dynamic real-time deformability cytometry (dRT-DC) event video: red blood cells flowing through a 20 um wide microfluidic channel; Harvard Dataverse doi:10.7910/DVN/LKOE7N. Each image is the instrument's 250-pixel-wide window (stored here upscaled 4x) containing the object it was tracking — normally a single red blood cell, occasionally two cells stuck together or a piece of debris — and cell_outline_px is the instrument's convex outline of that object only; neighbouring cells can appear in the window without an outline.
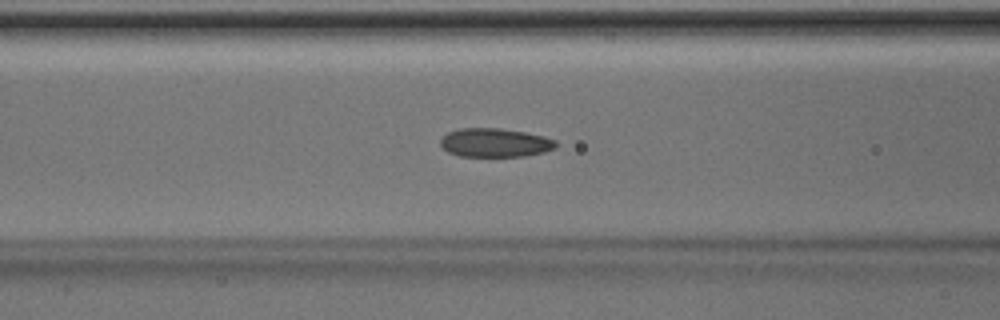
{"species": "Egyptian fruit bat (a non-hibernating species)", "species_latin": "Rousettus aegyptiacus", "temperature_condition": "room temperature", "stored_images_in_passage": 28, "camera_frame_rate_fps": 3000, "um_per_image_px": 0.085, "animal": {"sex": "male"}, "frame": {"image": 1, "passage_image": 5, "time_ms": 1.333, "image_size_px": [1000, 320], "cell_outline_px": [[556, 148], [544, 152], [524, 156], [460, 156], [448, 152], [440, 144], [440, 140], [448, 132], [460, 128], [500, 128], [524, 132], [544, 136], [556, 140]], "centroid_in_image_um": [42.08, 12.12], "position_along_channel_um": 124.5, "area_um2": 19.31}}
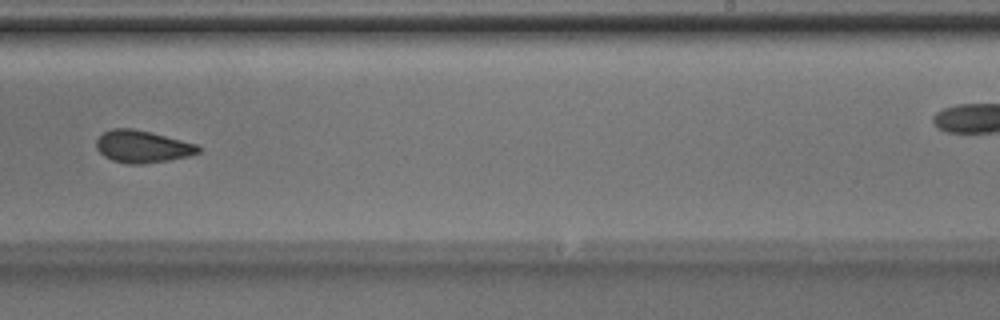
{"frame": {"image": 2, "passage_image": 16, "time_ms": 5.0, "image_size_px": [1000, 320], "cell_outline_px": [[200, 152], [188, 156], [168, 160], [144, 164], [128, 164], [112, 160], [104, 156], [96, 148], [96, 140], [104, 132], [112, 128], [132, 128], [196, 144], [200, 148]], "centroid_in_image_um": [12.07, 12.47], "position_along_channel_um": 276.9, "area_um2": 18.9}}
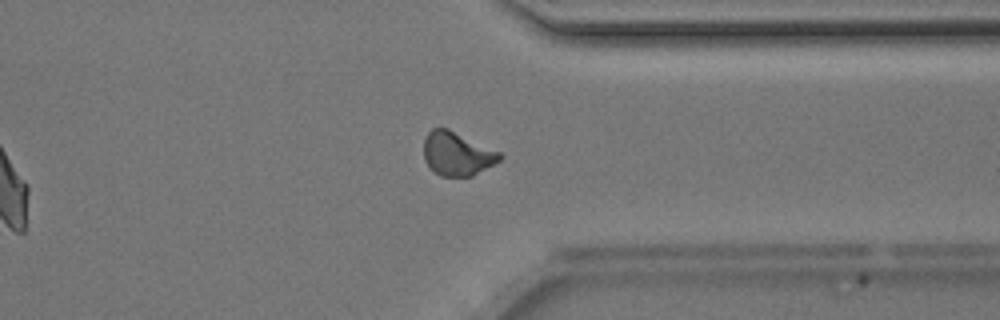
{"frame": {"image": 3, "passage_image": 23, "time_ms": 7.333, "image_size_px": [1000, 320], "cell_outline_px": [[504, 156], [500, 160], [472, 176], [440, 176], [424, 160], [424, 140], [428, 132], [432, 128], [448, 128], [500, 152]], "centroid_in_image_um": [38.85, 13.06], "position_along_channel_um": 372.5, "area_um2": 19.13}, "authors_computed_cell_mechanics": {"area_um2": 19.1318, "velocity_mm_per_s": 4.1684, "shape_relaxation_time_tau1_ms": 5.5597, "shape_relaxation_time_tau2_ms": 1.9899, "deformation_change_tau1": 0.1298, "deformation_change_tau2": 0.0737}}